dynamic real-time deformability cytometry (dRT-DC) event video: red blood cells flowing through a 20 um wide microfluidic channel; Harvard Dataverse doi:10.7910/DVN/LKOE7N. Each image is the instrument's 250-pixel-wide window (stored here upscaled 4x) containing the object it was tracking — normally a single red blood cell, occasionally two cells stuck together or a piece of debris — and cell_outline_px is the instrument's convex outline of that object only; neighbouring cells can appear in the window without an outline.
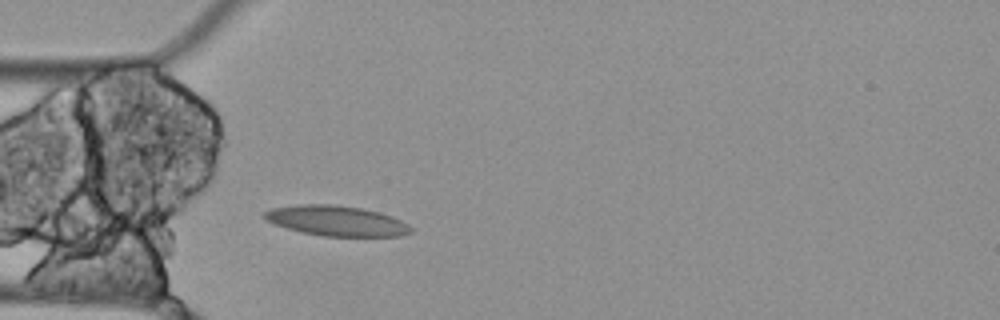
{"species": "Egyptian fruit bat (a non-hibernating species)", "species_latin": "Rousettus aegyptiacus", "temperature_condition": "cold", "stored_images_in_passage": 3, "camera_frame_rate_fps": 3000, "um_per_image_px": 0.085, "animal": {"sex": "female"}, "frame": {"image": 1, "passage_image": 3, "time_ms": 0.667, "image_size_px": [1000, 320], "cell_outline_px": [[416, 228], [412, 232], [400, 236], [324, 236], [300, 232], [276, 224], [268, 220], [260, 212], [272, 208], [296, 204], [336, 204], [360, 208], [380, 212], [392, 216]], "centroid_in_image_um": [28.63, 18.76], "position_along_channel_um": 56.4, "area_um2": 25.95}}